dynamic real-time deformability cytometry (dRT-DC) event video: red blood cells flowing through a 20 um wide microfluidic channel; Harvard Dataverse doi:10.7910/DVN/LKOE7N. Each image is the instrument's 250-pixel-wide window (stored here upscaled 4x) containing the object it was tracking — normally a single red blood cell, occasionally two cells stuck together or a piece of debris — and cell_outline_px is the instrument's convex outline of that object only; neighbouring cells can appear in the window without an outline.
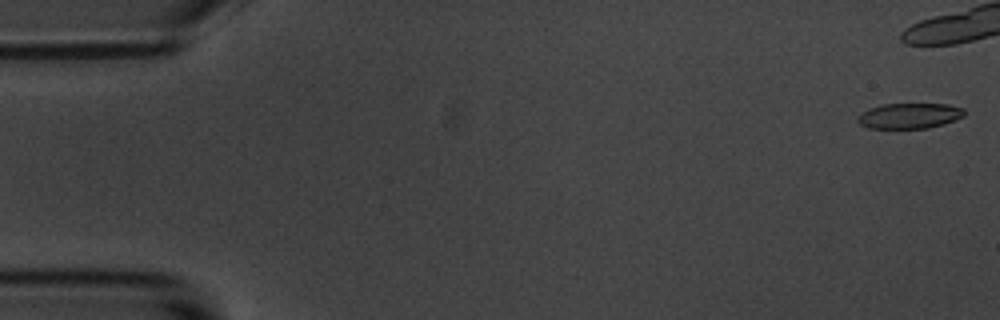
{"species": "common noctule bat (a hibernating species)", "species_latin": "Nyctalus noctula", "temperature_condition": "room temperature", "stored_images_in_passage": 7, "camera_frame_rate_fps": 3000, "um_per_image_px": 0.085, "animal": {"sex": "male", "body_mass_g": 20.1, "forearm_length_mm": 53.5}, "frame": {"image": 1, "passage_image": 1, "time_ms": 0.0, "image_size_px": [1000, 320], "cell_outline_px": [[964, 116], [956, 120], [944, 124], [928, 128], [868, 128], [860, 124], [856, 120], [856, 116], [868, 108], [880, 104], [948, 104], [964, 108]], "centroid_in_image_um": [77.28, 9.84], "position_along_channel_um": 7.7, "area_um2": 16.01}}
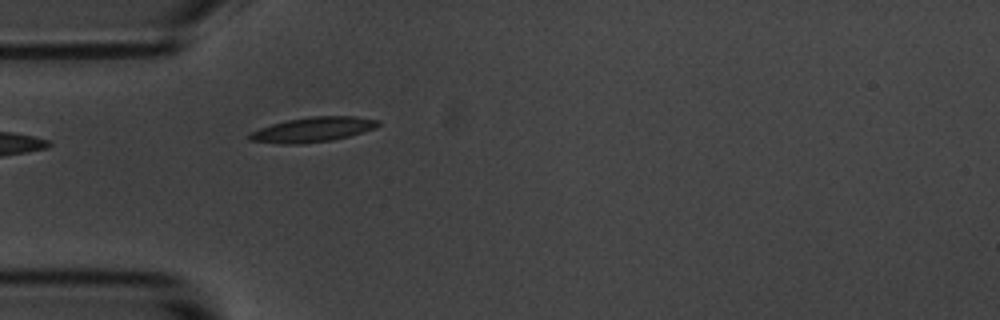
{"frame": {"image": 2, "passage_image": 7, "time_ms": 7.0, "image_size_px": [1000, 320], "cell_outline_px": [[380, 124], [376, 128], [348, 136], [332, 140], [300, 144], [284, 144], [248, 140], [248, 132], [272, 124], [288, 120], [312, 116], [356, 116], [380, 120]], "centroid_in_image_um": [26.59, 11.01], "position_along_channel_um": 58.4, "area_um2": 18.61}}